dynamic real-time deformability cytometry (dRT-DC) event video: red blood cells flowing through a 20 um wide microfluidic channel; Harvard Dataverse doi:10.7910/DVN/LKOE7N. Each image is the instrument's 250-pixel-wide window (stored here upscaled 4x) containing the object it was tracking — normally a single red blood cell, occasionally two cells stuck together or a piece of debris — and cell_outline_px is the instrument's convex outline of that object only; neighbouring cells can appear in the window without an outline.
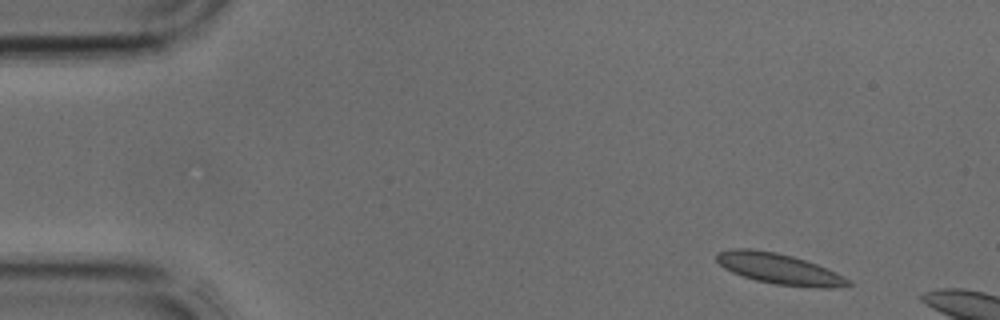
{"species": "common noctule bat (a hibernating species)", "species_latin": "Nyctalus noctula", "temperature_condition": "cold", "stored_images_in_passage": 5, "camera_frame_rate_fps": 3000, "um_per_image_px": 0.085, "animal": {"sex": "male", "body_mass_g": 17.9, "forearm_length_mm": 54.2}, "frame": {"image": 1, "passage_image": 1, "time_ms": 0.0, "image_size_px": [1000, 320], "cell_outline_px": [[852, 284], [832, 288], [820, 288], [776, 284], [756, 280], [732, 272], [724, 268], [716, 260], [716, 252], [732, 248], [752, 248], [776, 252], [792, 256], [816, 264], [836, 272], [844, 276]], "centroid_in_image_um": [66.19, 22.83], "position_along_channel_um": 18.8, "area_um2": 23.41}}